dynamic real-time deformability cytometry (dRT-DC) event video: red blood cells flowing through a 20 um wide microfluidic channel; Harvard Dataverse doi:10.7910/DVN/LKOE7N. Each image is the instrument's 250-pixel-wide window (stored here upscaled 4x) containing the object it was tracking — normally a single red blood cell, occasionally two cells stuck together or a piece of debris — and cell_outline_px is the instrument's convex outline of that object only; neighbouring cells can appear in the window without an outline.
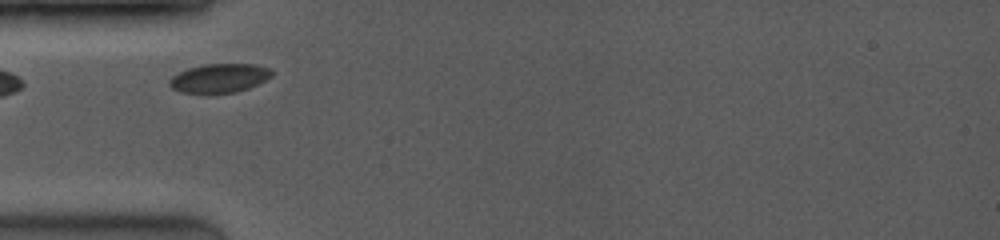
{"species": "common noctule bat (a hibernating species)", "species_latin": "Nyctalus noctula", "temperature_condition": "room temperature", "stored_images_in_passage": 5, "camera_frame_rate_fps": 3500, "um_per_image_px": 0.085, "animal": {"sex": "female", "body_mass_g": 19.0, "forearm_length_mm": 53.3}, "frame": {"image": 1, "passage_image": 2, "time_ms": 0.571, "image_size_px": [1000, 240], "cell_outline_px": [[272, 76], [248, 88], [236, 92], [180, 92], [172, 88], [168, 84], [168, 80], [172, 76], [188, 68], [204, 64], [252, 64], [268, 68], [272, 72]], "centroid_in_image_um": [18.61, 6.63], "position_along_channel_um": 66.4, "area_um2": 16.88}}